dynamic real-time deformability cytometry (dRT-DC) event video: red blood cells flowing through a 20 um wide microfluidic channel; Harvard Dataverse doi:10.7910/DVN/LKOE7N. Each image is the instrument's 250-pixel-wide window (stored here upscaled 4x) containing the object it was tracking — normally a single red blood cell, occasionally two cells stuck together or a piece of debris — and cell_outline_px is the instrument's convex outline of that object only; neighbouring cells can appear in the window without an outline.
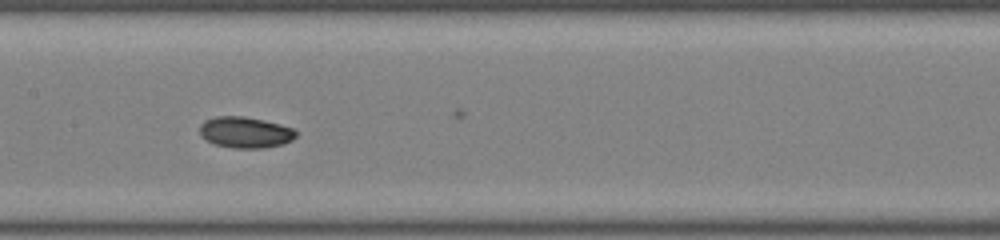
{"species": "common noctule bat (a hibernating species)", "species_latin": "Nyctalus noctula", "temperature_condition": "room temperature", "stored_images_in_passage": 28, "camera_frame_rate_fps": 3000, "um_per_image_px": 0.085, "animal": {"sex": "male", "body_mass_g": 19.0, "forearm_length_mm": 50.8}, "frame": {"image": 1, "passage_image": 9, "time_ms": 2.667, "image_size_px": [1000, 240], "cell_outline_px": [[296, 136], [292, 140], [284, 144], [264, 148], [232, 148], [212, 144], [200, 136], [200, 124], [204, 120], [216, 116], [244, 116], [264, 120], [280, 124], [292, 128], [296, 132]], "centroid_in_image_um": [20.82, 11.25], "position_along_channel_um": 186.6, "area_um2": 17.69}}